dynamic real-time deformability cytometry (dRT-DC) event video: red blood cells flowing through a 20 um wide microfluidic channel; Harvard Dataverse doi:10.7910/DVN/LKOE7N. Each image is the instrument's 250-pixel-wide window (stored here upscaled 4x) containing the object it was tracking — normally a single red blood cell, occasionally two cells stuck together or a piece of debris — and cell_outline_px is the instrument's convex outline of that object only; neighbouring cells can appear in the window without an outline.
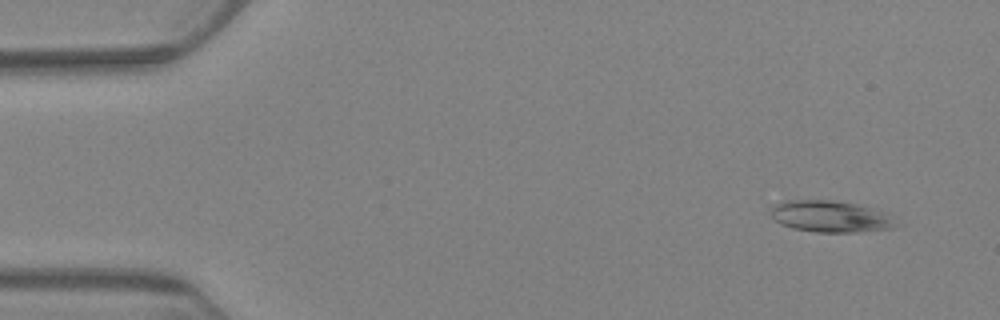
{"species": "Egyptian fruit bat (a non-hibernating species)", "species_latin": "Rousettus aegyptiacus", "temperature_condition": "warm", "stored_images_in_passage": 8, "camera_frame_rate_fps": 3000, "um_per_image_px": 0.085, "animal": {"sex": "female"}, "frame": {"image": 1, "passage_image": 2, "time_ms": 1.0, "image_size_px": [1000, 320], "cell_outline_px": [[904, 224], [892, 228], [860, 232], [816, 232], [796, 228], [784, 224], [776, 220], [772, 216], [772, 208], [776, 204], [784, 200], [828, 200], [856, 204], [884, 212], [896, 216]], "centroid_in_image_um": [70.74, 18.4], "position_along_channel_um": 14.3, "area_um2": 23.06}}
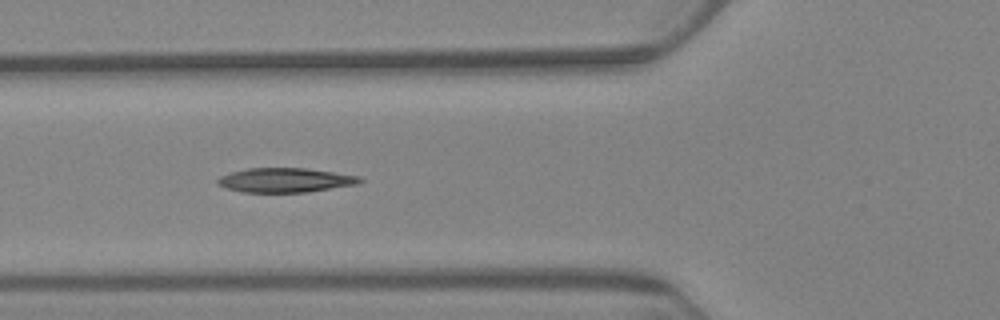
{"frame": {"image": 2, "passage_image": 7, "time_ms": 7.333, "image_size_px": [1000, 320], "cell_outline_px": [[364, 180], [356, 184], [308, 192], [244, 192], [228, 188], [216, 184], [216, 180], [220, 176], [232, 172], [248, 168], [308, 168], [360, 176]], "centroid_in_image_um": [24.25, 15.3], "position_along_channel_um": 101.5, "area_um2": 20.11}}
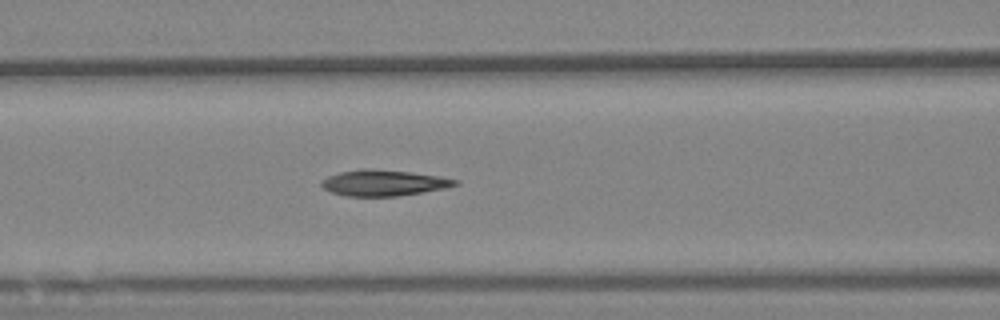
{"frame": {"image": 3, "passage_image": 8, "time_ms": 8.333, "image_size_px": [1000, 320], "cell_outline_px": [[460, 184], [444, 188], [396, 196], [348, 196], [332, 192], [324, 188], [320, 184], [320, 180], [328, 176], [340, 172], [368, 168], [408, 172], [440, 176], [460, 180]], "centroid_in_image_um": [32.61, 15.54], "position_along_channel_um": 134.0, "area_um2": 20.0}}